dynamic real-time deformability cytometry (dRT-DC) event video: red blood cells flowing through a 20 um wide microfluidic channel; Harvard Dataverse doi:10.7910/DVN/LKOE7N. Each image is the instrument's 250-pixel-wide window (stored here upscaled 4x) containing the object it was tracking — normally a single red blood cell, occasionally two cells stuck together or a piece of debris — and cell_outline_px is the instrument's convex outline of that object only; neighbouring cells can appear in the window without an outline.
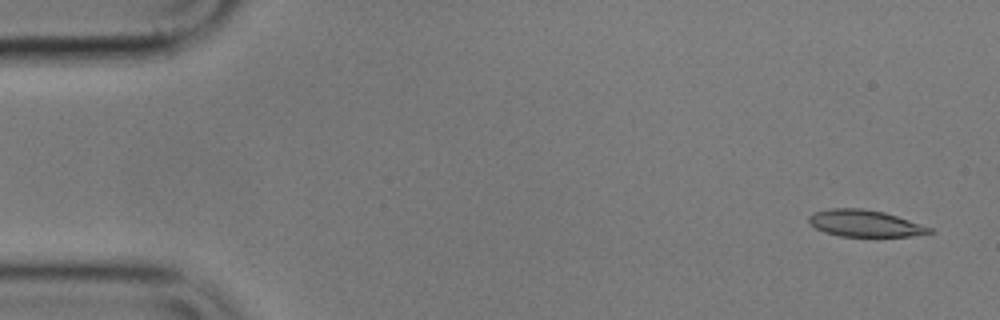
{"species": "common noctule bat (a hibernating species)", "species_latin": "Nyctalus noctula", "temperature_condition": "cold", "stored_images_in_passage": 5, "camera_frame_rate_fps": 3000, "um_per_image_px": 0.085, "animal": {"sex": "male", "body_mass_g": 17.9}, "frame": {"image": 1, "passage_image": 1, "time_ms": 0.0, "image_size_px": [1000, 320], "cell_outline_px": [[936, 232], [908, 236], [840, 236], [824, 232], [816, 228], [808, 220], [808, 216], [816, 212], [832, 208], [864, 208], [884, 212], [932, 228]], "centroid_in_image_um": [73.51, 18.98], "position_along_channel_um": 11.5, "area_um2": 18.55}}
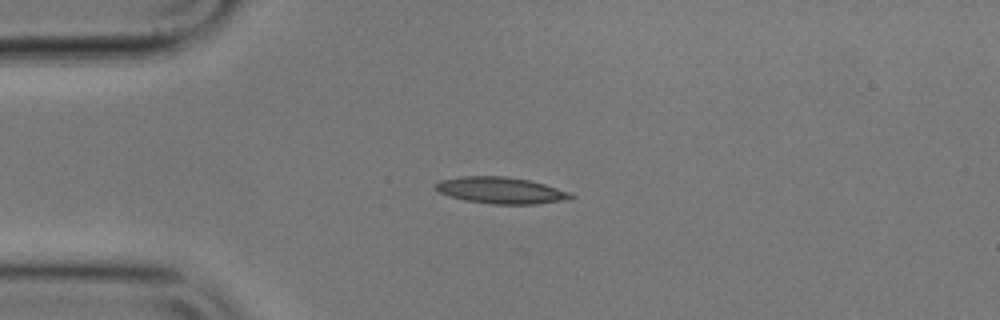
{"frame": {"image": 2, "passage_image": 4, "time_ms": 3.667, "image_size_px": [1000, 320], "cell_outline_px": [[576, 196], [568, 200], [536, 204], [492, 204], [468, 200], [448, 196], [440, 192], [436, 188], [436, 184], [440, 180], [464, 176], [508, 176], [528, 180], [544, 184], [572, 192]], "centroid_in_image_um": [42.65, 16.18], "position_along_channel_um": 42.4, "area_um2": 20.87}}